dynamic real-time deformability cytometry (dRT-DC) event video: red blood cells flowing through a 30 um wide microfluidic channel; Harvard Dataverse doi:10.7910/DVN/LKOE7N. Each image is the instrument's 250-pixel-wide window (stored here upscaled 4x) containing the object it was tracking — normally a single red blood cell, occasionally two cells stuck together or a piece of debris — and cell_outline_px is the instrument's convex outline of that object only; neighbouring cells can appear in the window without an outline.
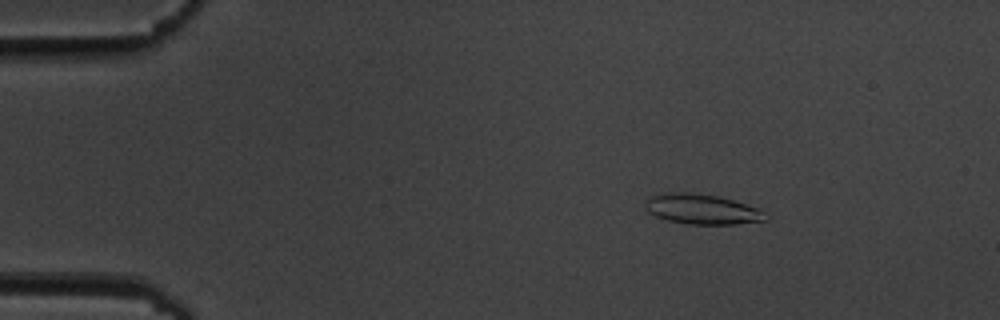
{"species": "common noctule bat (a hibernating species)", "species_latin": "Nyctalus noctula", "temperature_condition": "cold", "stored_images_in_passage": 56, "camera_frame_rate_fps": 3000, "um_per_image_px": 0.085, "animal": {"sex": "male", "body_mass_g": 19.5, "forearm_length_mm": 54.6}, "frame": {"image": 1, "passage_image": 9, "time_ms": 2.667, "image_size_px": [1000, 320], "cell_outline_px": [[768, 220], [736, 224], [688, 224], [668, 220], [656, 216], [648, 212], [644, 208], [644, 204], [652, 196], [660, 192], [688, 192], [720, 196], [760, 208], [768, 212]], "centroid_in_image_um": [59.71, 17.77], "position_along_channel_um": 25.3, "area_um2": 21.44}}
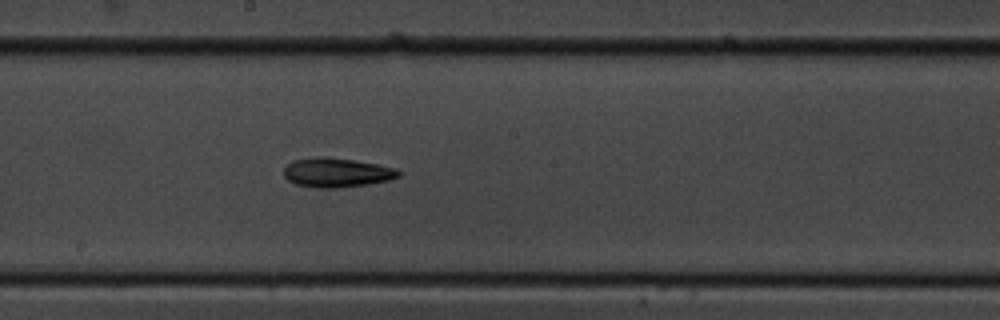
{"frame": {"image": 2, "passage_image": 31, "time_ms": 10.0, "image_size_px": [1000, 320], "cell_outline_px": [[400, 176], [388, 180], [368, 184], [336, 188], [316, 188], [296, 184], [288, 180], [284, 176], [284, 168], [292, 160], [316, 156], [320, 156], [352, 160], [376, 164], [396, 168], [400, 172]], "centroid_in_image_um": [28.59, 14.67], "position_along_channel_um": 219.6, "area_um2": 19.54}}
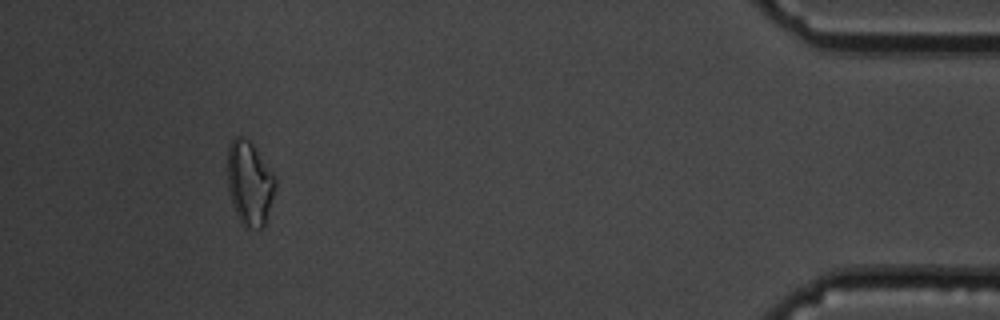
{"frame": {"image": 3, "passage_image": 52, "time_ms": 17.0, "image_size_px": [1000, 320], "cell_outline_px": [[276, 188], [264, 224], [260, 228], [248, 228], [240, 224], [232, 204], [228, 188], [228, 148], [232, 140], [236, 136], [240, 136], [248, 140], [252, 144], [276, 176]], "centroid_in_image_um": [21.21, 15.58], "position_along_channel_um": 414.0, "area_um2": 23.35}}